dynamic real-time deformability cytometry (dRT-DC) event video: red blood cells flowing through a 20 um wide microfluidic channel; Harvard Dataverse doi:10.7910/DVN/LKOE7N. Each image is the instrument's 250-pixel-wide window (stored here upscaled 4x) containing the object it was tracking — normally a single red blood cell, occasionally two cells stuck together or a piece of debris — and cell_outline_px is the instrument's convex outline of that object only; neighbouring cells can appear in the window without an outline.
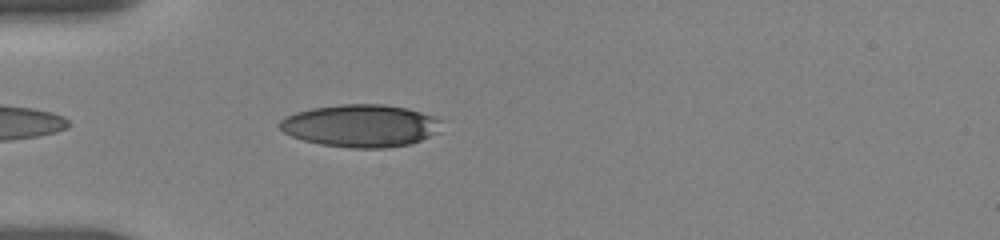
{"species": "human", "species_latin": "Homo sapiens", "temperature_condition": "room temperature", "stored_images_in_passage": 11, "camera_frame_rate_fps": 3000, "um_per_image_px": 0.085, "donor": {"sex": "female"}, "frame": {"image": 1, "passage_image": 7, "time_ms": 1.0, "image_size_px": [1000, 240], "cell_outline_px": [[444, 120], [440, 132], [412, 144], [384, 148], [352, 148], [320, 144], [304, 140], [292, 136], [284, 132], [276, 124], [280, 120], [296, 112], [312, 108], [340, 104], [380, 104], [408, 108]], "centroid_in_image_um": [30.7, 10.69], "position_along_channel_um": 54.3, "area_um2": 40.34}}